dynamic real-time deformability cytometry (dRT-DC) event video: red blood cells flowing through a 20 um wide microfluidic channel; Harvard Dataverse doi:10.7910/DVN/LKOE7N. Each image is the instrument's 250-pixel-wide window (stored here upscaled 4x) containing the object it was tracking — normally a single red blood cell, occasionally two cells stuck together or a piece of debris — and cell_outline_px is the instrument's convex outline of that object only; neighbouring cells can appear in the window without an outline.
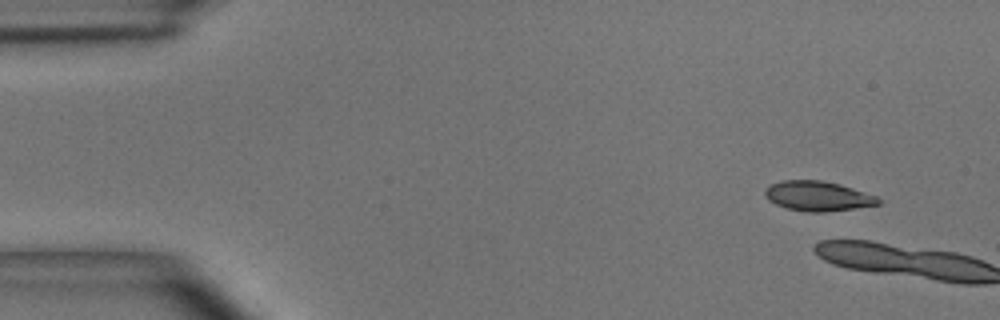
{"species": "common noctule bat (a hibernating species)", "species_latin": "Nyctalus noctula", "temperature_condition": "room temperature", "stored_images_in_passage": 2, "camera_frame_rate_fps": 3000, "um_per_image_px": 0.085, "animal": {"sex": "male", "body_mass_g": 15.6}, "frame": {"image": 1, "passage_image": 1, "time_ms": 0.0, "image_size_px": [1000, 320], "cell_outline_px": [[884, 200], [880, 204], [824, 212], [808, 212], [788, 208], [776, 204], [768, 200], [764, 196], [764, 188], [772, 184], [784, 180], [820, 180], [840, 184], [876, 196]], "centroid_in_image_um": [69.5, 16.66], "position_along_channel_um": 15.5, "area_um2": 19.59}}